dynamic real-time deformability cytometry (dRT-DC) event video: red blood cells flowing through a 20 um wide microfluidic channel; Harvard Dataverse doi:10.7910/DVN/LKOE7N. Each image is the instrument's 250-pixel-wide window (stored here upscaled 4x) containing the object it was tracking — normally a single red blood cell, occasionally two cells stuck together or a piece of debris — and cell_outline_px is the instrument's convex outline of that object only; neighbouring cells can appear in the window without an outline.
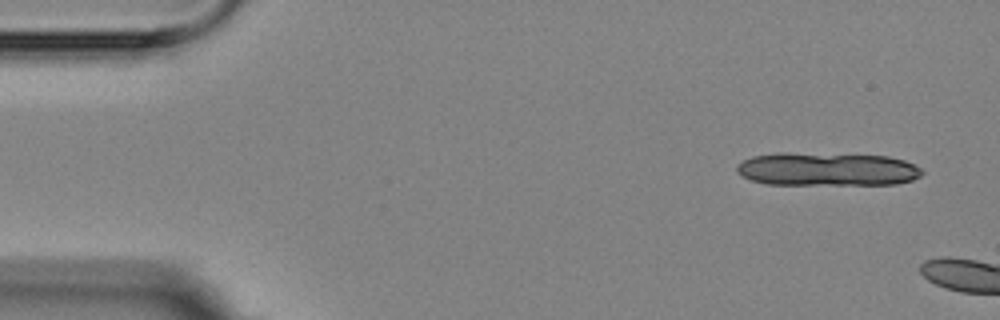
{"species": "Egyptian fruit bat (a non-hibernating species)", "species_latin": "Rousettus aegyptiacus", "temperature_condition": "room temperature", "stored_images_in_passage": 3, "camera_frame_rate_fps": 3000, "um_per_image_px": 0.085, "animal": {"sex": "female"}, "frame": {"image": 1, "passage_image": 1, "time_ms": 0.0, "image_size_px": [1000, 320], "cell_outline_px": [[924, 172], [920, 176], [912, 180], [896, 184], [768, 184], [752, 180], [740, 176], [736, 172], [736, 164], [752, 156], [776, 152], [784, 152], [888, 156], [904, 160], [920, 168]], "centroid_in_image_um": [70.25, 14.37], "position_along_channel_um": 14.7, "area_um2": 36.18}}